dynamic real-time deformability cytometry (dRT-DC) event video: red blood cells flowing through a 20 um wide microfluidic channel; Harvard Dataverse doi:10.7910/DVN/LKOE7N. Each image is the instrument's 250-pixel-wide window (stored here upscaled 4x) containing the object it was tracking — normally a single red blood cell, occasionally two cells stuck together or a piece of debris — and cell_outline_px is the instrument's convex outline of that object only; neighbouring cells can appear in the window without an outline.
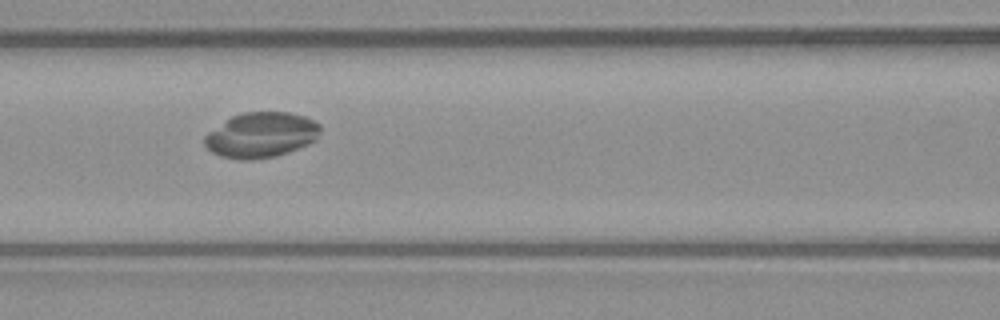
{"species": "common noctule bat (a hibernating species)", "species_latin": "Nyctalus noctula", "temperature_condition": "warm", "stored_images_in_passage": 53, "camera_frame_rate_fps": 3000, "um_per_image_px": 0.085, "animal": {"sex": "male", "body_mass_g": 23.1, "forearm_length_mm": 52.7}, "frame": {"image": 1, "passage_image": 22, "time_ms": 7.0, "image_size_px": [1000, 320], "cell_outline_px": [[320, 132], [316, 140], [308, 144], [288, 152], [276, 156], [252, 160], [240, 160], [220, 156], [212, 152], [204, 144], [204, 136], [208, 132], [232, 116], [244, 112], [288, 112], [304, 116], [320, 124]], "centroid_in_image_um": [22.19, 11.48], "position_along_channel_um": 144.4, "area_um2": 30.52}}
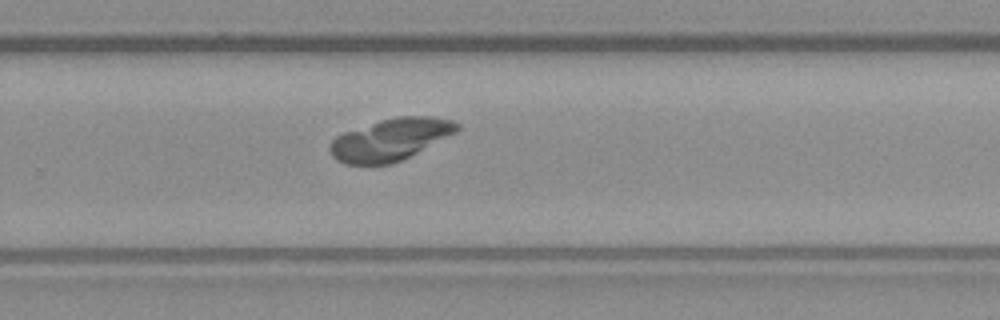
{"frame": {"image": 2, "passage_image": 34, "time_ms": 11.0, "image_size_px": [1000, 320], "cell_outline_px": [[460, 128], [456, 132], [392, 164], [348, 164], [336, 160], [332, 156], [328, 148], [332, 140], [336, 136], [344, 132], [380, 120], [396, 116], [432, 116], [452, 120], [460, 124]], "centroid_in_image_um": [33.17, 11.84], "position_along_channel_um": 296.6, "area_um2": 30.75}}
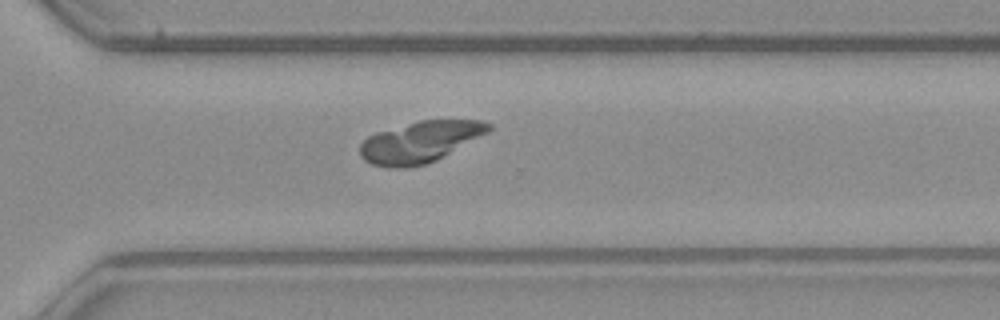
{"frame": {"image": 3, "passage_image": 37, "time_ms": 12.0, "image_size_px": [1000, 320], "cell_outline_px": [[492, 128], [488, 132], [436, 160], [428, 164], [408, 168], [388, 168], [372, 164], [364, 160], [360, 156], [360, 144], [368, 136], [376, 132], [420, 120], [484, 120], [492, 124]], "centroid_in_image_um": [35.69, 12.07], "position_along_channel_um": 334.9, "area_um2": 30.92}}